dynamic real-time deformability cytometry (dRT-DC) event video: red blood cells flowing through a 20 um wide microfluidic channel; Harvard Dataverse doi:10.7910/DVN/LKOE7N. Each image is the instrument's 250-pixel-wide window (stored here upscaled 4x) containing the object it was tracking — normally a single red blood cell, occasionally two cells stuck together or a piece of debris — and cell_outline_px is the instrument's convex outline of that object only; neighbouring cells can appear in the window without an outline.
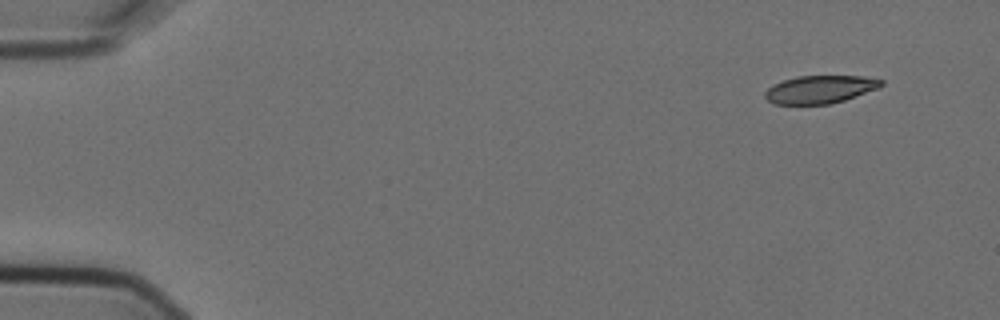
{"species": "Egyptian fruit bat (a non-hibernating species)", "species_latin": "Rousettus aegyptiacus", "temperature_condition": "cold", "stored_images_in_passage": 3, "camera_frame_rate_fps": 3000, "um_per_image_px": 0.085, "animal": {"sex": "female"}, "frame": {"image": 1, "passage_image": 1, "time_ms": 0.0, "image_size_px": [1000, 320], "cell_outline_px": [[884, 84], [880, 88], [832, 104], [772, 104], [764, 96], [764, 92], [772, 84], [796, 76], [860, 76], [884, 80]], "centroid_in_image_um": [69.7, 7.6], "position_along_channel_um": 15.3, "area_um2": 19.02}}